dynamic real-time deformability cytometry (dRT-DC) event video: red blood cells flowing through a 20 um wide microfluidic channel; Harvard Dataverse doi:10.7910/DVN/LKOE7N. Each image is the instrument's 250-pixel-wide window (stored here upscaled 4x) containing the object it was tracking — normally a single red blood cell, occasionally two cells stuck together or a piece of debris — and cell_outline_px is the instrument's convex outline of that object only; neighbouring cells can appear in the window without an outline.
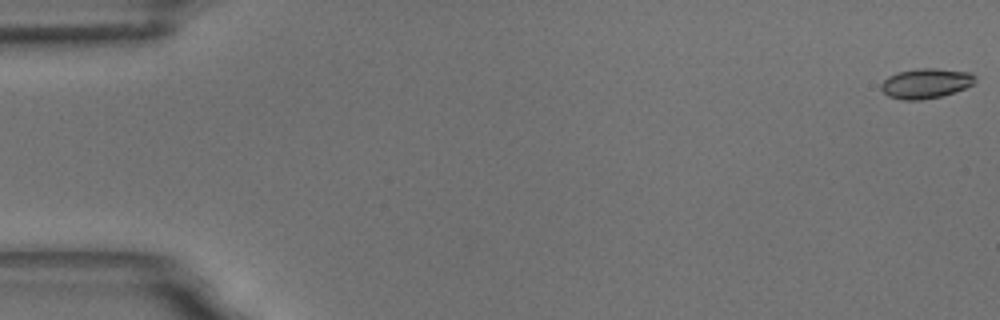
{"species": "common noctule bat (a hibernating species)", "species_latin": "Nyctalus noctula", "temperature_condition": "room temperature", "stored_images_in_passage": 8, "camera_frame_rate_fps": 3000, "um_per_image_px": 0.085, "animal": {"sex": "male", "body_mass_g": 18.8}, "frame": {"image": 1, "passage_image": 1, "time_ms": 0.0, "image_size_px": [1000, 320], "cell_outline_px": [[976, 80], [972, 84], [964, 88], [940, 96], [920, 100], [904, 100], [888, 96], [880, 88], [880, 84], [888, 76], [900, 72], [920, 68], [936, 68], [968, 72], [976, 76]], "centroid_in_image_um": [78.67, 7.08], "position_along_channel_um": 6.3, "area_um2": 16.18}}